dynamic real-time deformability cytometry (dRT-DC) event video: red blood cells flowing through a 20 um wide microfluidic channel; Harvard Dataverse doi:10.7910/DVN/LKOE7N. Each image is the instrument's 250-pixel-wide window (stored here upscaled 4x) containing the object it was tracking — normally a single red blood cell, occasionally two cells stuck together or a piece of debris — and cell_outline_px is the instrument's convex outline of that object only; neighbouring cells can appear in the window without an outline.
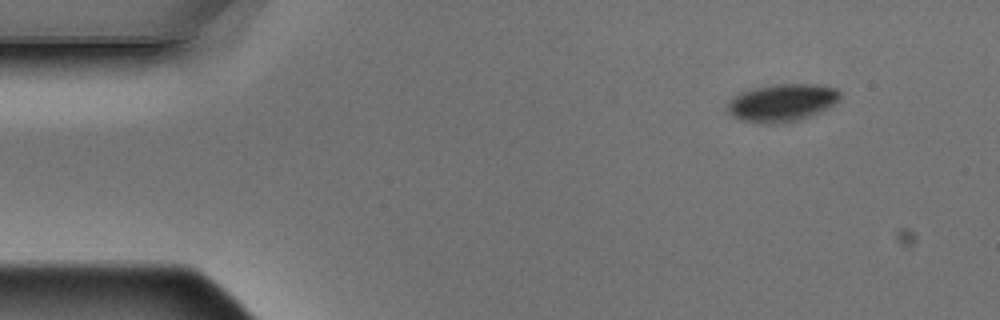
{"species": "Egyptian fruit bat (a non-hibernating species)", "species_latin": "Rousettus aegyptiacus", "temperature_condition": "warm", "stored_images_in_passage": 4, "segment_of_instrument_passage": [2, 2], "camera_frame_rate_fps": 3000, "um_per_image_px": 0.085, "animal": {"sex": "male"}, "frame": {"image": 1, "passage_image": 4, "time_ms": 1.0, "image_size_px": [1000, 320], "cell_outline_px": [[840, 100], [828, 108], [812, 116], [800, 120], [780, 124], [760, 124], [740, 120], [724, 112], [724, 104], [732, 96], [740, 92], [752, 88], [772, 84], [816, 84], [836, 88], [840, 92]], "centroid_in_image_um": [66.39, 8.75], "position_along_channel_um": 18.6, "area_um2": 25.61}}